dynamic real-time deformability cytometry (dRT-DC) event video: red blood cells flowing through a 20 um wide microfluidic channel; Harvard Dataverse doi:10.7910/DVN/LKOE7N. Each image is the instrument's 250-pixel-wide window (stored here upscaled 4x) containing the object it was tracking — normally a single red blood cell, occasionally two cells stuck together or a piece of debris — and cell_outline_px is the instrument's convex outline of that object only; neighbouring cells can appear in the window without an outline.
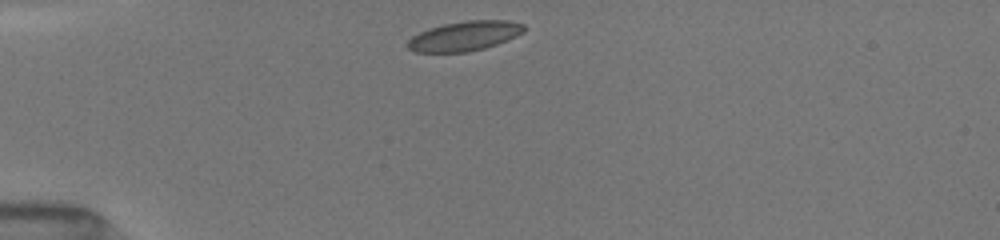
{"species": "common noctule bat (a hibernating species)", "species_latin": "Nyctalus noctula", "temperature_condition": "room temperature", "stored_images_in_passage": 4, "camera_frame_rate_fps": 3000, "um_per_image_px": 0.085, "animal": {"sex": "female", "body_mass_g": 19.5, "forearm_length_mm": 54.1}, "frame": {"image": 1, "passage_image": 1, "time_ms": 0.0, "image_size_px": [1000, 240], "cell_outline_px": [[524, 32], [516, 36], [496, 44], [484, 48], [468, 52], [416, 52], [408, 48], [408, 40], [412, 36], [428, 28], [444, 24], [464, 20], [508, 20], [524, 24]], "centroid_in_image_um": [39.49, 3.05], "position_along_channel_um": 45.5, "area_um2": 20.06}}